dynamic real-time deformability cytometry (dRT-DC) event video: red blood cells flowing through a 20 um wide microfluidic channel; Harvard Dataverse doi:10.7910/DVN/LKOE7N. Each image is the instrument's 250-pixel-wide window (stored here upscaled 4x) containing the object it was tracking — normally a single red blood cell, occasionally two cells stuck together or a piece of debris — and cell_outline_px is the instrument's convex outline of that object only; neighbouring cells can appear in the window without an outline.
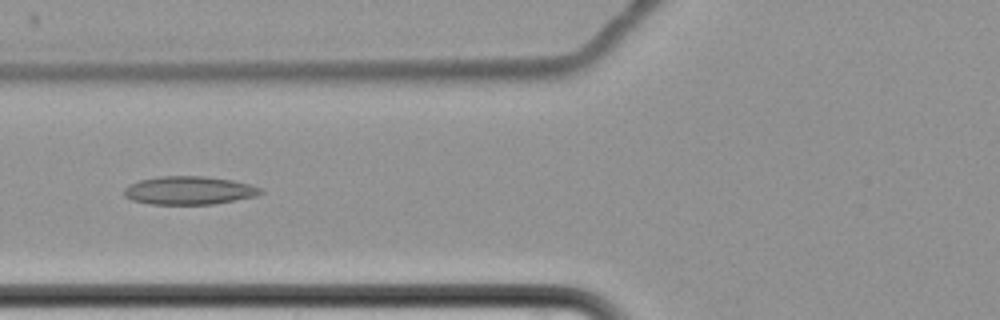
{"species": "common noctule bat (a hibernating species)", "species_latin": "Nyctalus noctula", "temperature_condition": "cold", "stored_images_in_passage": 16, "camera_frame_rate_fps": 3000, "um_per_image_px": 0.085, "animal": {"sex": "female", "body_mass_g": 22.7, "forearm_length_mm": 54.2}, "frame": {"image": 1, "passage_image": 7, "time_ms": 8.667, "image_size_px": [1000, 320], "cell_outline_px": [[264, 192], [256, 196], [236, 200], [212, 204], [152, 204], [132, 200], [124, 196], [124, 188], [128, 184], [140, 180], [160, 176], [204, 176], [232, 180], [248, 184], [260, 188]], "centroid_in_image_um": [16.05, 16.18], "position_along_channel_um": 109.8, "area_um2": 22.43}}
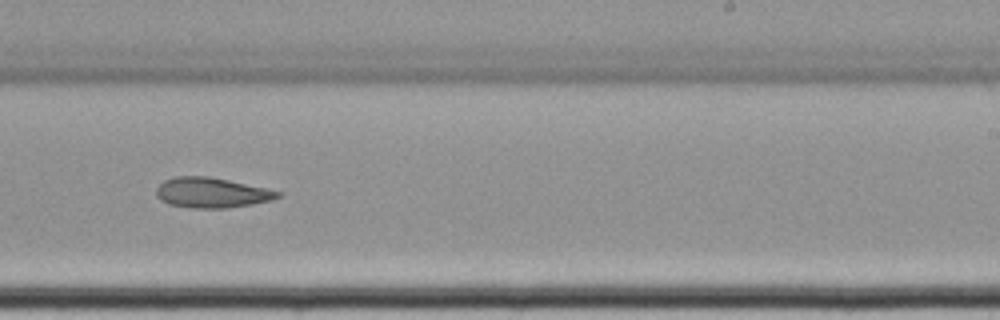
{"frame": {"image": 2, "passage_image": 11, "time_ms": 13.333, "image_size_px": [1000, 320], "cell_outline_px": [[284, 192], [280, 196], [272, 200], [252, 204], [228, 208], [188, 208], [168, 204], [160, 200], [156, 196], [156, 188], [164, 180], [176, 176], [208, 176], [228, 180]], "centroid_in_image_um": [17.97, 16.38], "position_along_channel_um": 271.0, "area_um2": 21.5}}
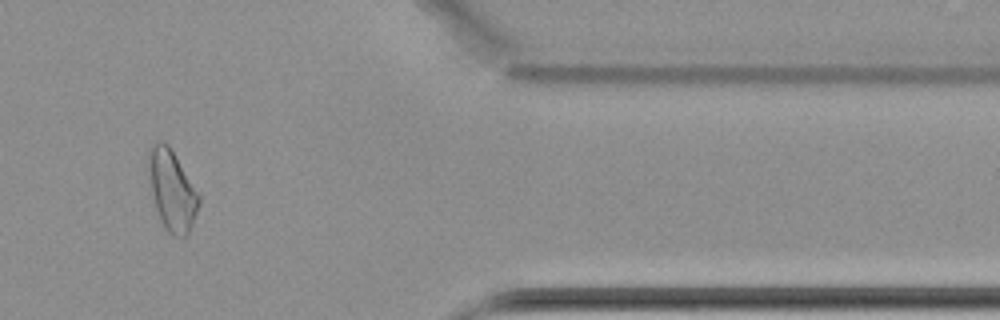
{"frame": {"image": 3, "passage_image": 14, "time_ms": 17.667, "image_size_px": [1000, 320], "cell_outline_px": [[200, 204], [192, 224], [188, 232], [184, 236], [172, 236], [164, 228], [160, 220], [156, 208], [152, 192], [148, 160], [148, 148], [152, 144], [160, 140], [168, 144], [200, 196]], "centroid_in_image_um": [14.61, 16.18], "position_along_channel_um": 396.8, "area_um2": 23.18}, "authors_computed_cell_mechanics": {"area_um2": 23.5246, "velocity_mm_per_s": 3.4642, "shape_relaxation_time_tau1_ms": null, "shape_relaxation_time_tau2_ms": 7.1858, "deformation_change_tau1": null, "deformation_change_tau2": 0.1083}}